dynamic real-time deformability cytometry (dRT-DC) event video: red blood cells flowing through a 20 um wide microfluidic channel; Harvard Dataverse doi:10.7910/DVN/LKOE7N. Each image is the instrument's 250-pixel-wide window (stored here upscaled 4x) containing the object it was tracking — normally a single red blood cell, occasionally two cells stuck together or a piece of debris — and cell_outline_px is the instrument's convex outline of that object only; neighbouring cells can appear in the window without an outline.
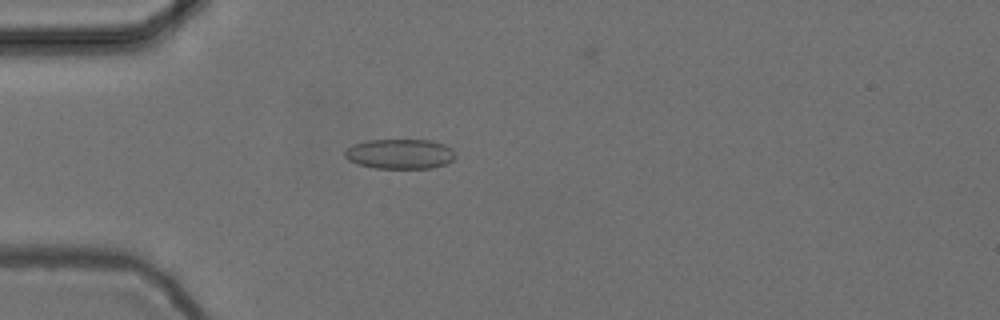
{"species": "common noctule bat (a hibernating species)", "species_latin": "Nyctalus noctula", "temperature_condition": "cold", "stored_images_in_passage": 55, "camera_frame_rate_fps": 3000, "um_per_image_px": 0.085, "animal": {"sex": "female", "body_mass_g": 24.6, "forearm_length_mm": 56.2}, "frame": {"image": 1, "passage_image": 16, "time_ms": 5.0, "image_size_px": [1000, 320], "cell_outline_px": [[456, 156], [452, 160], [444, 164], [432, 168], [376, 168], [360, 164], [348, 160], [344, 156], [344, 152], [352, 144], [368, 140], [432, 140], [444, 144], [452, 148]], "centroid_in_image_um": [34.0, 13.07], "position_along_channel_um": 51.0, "area_um2": 19.25}}
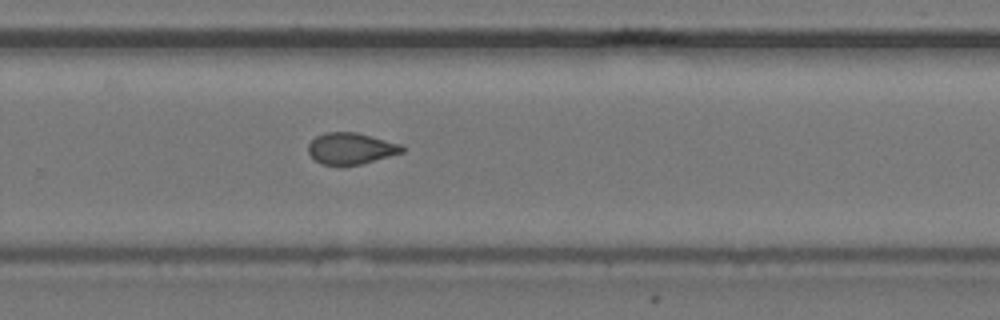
{"frame": {"image": 2, "passage_image": 37, "time_ms": 12.0, "image_size_px": [1000, 320], "cell_outline_px": [[404, 152], [360, 164], [340, 168], [320, 164], [308, 152], [308, 144], [316, 136], [324, 132], [356, 132], [400, 144], [404, 148]], "centroid_in_image_um": [29.78, 12.65], "position_along_channel_um": 300.0, "area_um2": 17.46}}
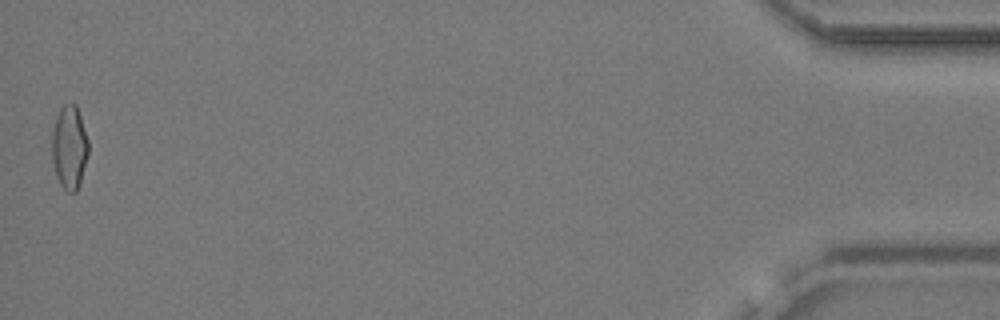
{"frame": {"image": 3, "passage_image": 55, "time_ms": 18.0, "image_size_px": [1000, 320], "cell_outline_px": [[88, 156], [80, 184], [76, 192], [68, 192], [60, 184], [56, 176], [52, 160], [52, 132], [56, 116], [60, 108], [64, 104], [76, 104], [88, 140]], "centroid_in_image_um": [5.89, 12.54], "position_along_channel_um": 429.3, "area_um2": 17.8}, "authors_computed_cell_mechanics": {"area_um2": 17.7446, "velocity_mm_per_s": 3.7399, "shape_relaxation_time_tau1_ms": null, "shape_relaxation_time_tau2_ms": 2.8202, "deformation_change_tau1": null, "deformation_change_tau2": 0.0933}}